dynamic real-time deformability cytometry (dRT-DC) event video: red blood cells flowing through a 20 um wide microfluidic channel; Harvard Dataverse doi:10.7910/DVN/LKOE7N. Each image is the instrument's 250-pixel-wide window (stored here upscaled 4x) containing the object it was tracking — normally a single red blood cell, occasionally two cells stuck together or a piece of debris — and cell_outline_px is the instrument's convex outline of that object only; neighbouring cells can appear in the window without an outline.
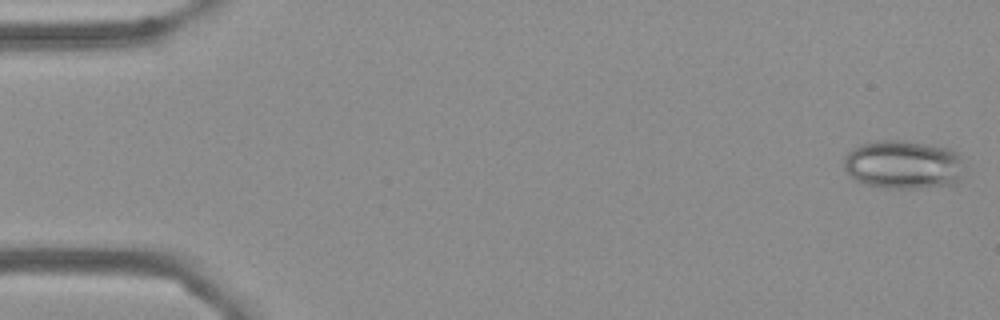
{"species": "Egyptian fruit bat (a non-hibernating species)", "species_latin": "Rousettus aegyptiacus", "temperature_condition": "cold", "stored_images_in_passage": 56, "camera_frame_rate_fps": 3000, "um_per_image_px": 0.085, "frame": {"image": 1, "passage_image": 2, "time_ms": 0.333, "image_size_px": [1000, 320], "cell_outline_px": [[960, 180], [956, 184], [912, 188], [884, 188], [864, 184], [848, 176], [844, 168], [844, 156], [852, 148], [860, 144], [876, 140], [904, 140], [928, 144], [948, 148], [956, 152], [960, 156]], "centroid_in_image_um": [76.71, 13.99], "position_along_channel_um": 8.3, "area_um2": 34.28}}
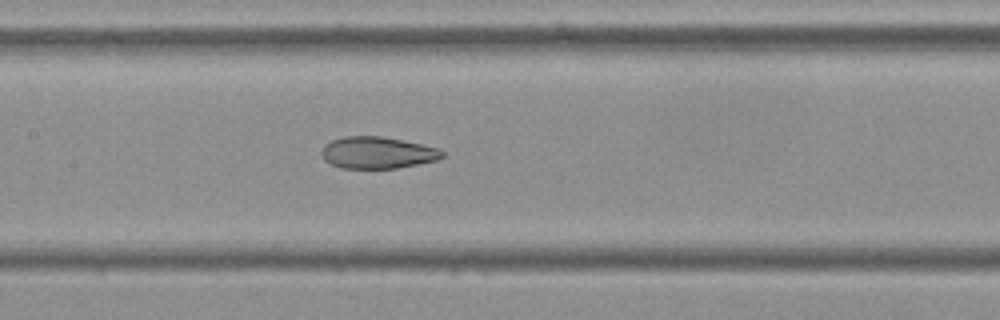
{"frame": {"image": 2, "passage_image": 27, "time_ms": 8.667, "image_size_px": [1000, 320], "cell_outline_px": [[444, 156], [436, 160], [396, 168], [340, 168], [324, 160], [320, 152], [324, 144], [332, 140], [344, 136], [380, 136], [440, 148], [444, 152]], "centroid_in_image_um": [32.05, 12.97], "position_along_channel_um": 175.4, "area_um2": 22.25}}
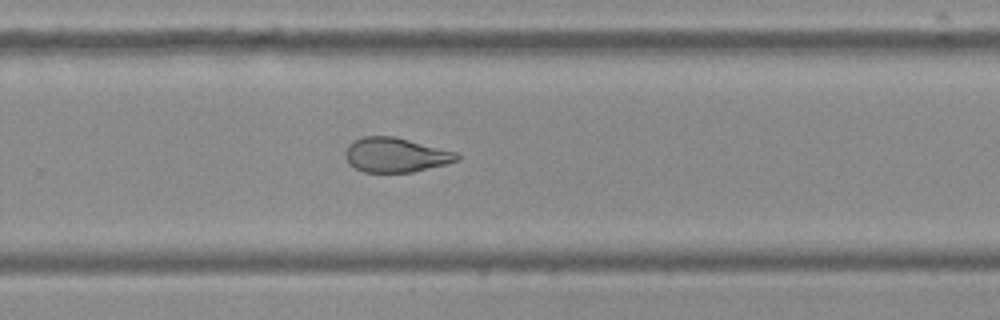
{"frame": {"image": 3, "passage_image": 37, "time_ms": 12.0, "image_size_px": [1000, 320], "cell_outline_px": [[460, 160], [412, 172], [364, 172], [348, 164], [344, 156], [344, 152], [348, 144], [352, 140], [364, 136], [396, 136], [460, 152]], "centroid_in_image_um": [33.63, 13.15], "position_along_channel_um": 296.2, "area_um2": 22.89}, "authors_computed_cell_mechanics": {"area_um2": 26.1834, "velocity_mm_per_s": 3.6345, "shape_relaxation_time_tau1_ms": null, "shape_relaxation_time_tau2_ms": 1.7542, "deformation_change_tau1": null, "deformation_change_tau2": 0.09}}